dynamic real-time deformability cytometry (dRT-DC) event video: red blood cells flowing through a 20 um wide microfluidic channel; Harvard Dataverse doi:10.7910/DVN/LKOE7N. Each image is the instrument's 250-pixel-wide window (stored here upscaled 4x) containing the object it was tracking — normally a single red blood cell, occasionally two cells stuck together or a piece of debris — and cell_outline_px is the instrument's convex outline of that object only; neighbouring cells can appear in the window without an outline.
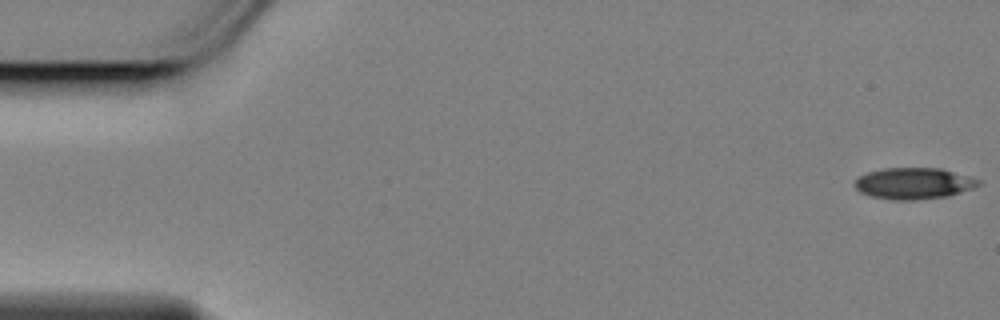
{"species": "Egyptian fruit bat (a non-hibernating species)", "species_latin": "Rousettus aegyptiacus", "temperature_condition": "cold", "stored_images_in_passage": 57, "camera_frame_rate_fps": 3000, "um_per_image_px": 0.085, "animal": {"sex": "female"}, "frame": {"image": 1, "passage_image": 1, "time_ms": 0.0, "image_size_px": [1000, 320], "cell_outline_px": [[984, 184], [948, 196], [912, 200], [896, 200], [872, 196], [860, 192], [852, 184], [860, 176], [868, 172], [884, 168], [944, 168], [972, 176], [980, 180]], "centroid_in_image_um": [77.72, 15.57], "position_along_channel_um": 7.3, "area_um2": 22.77}}
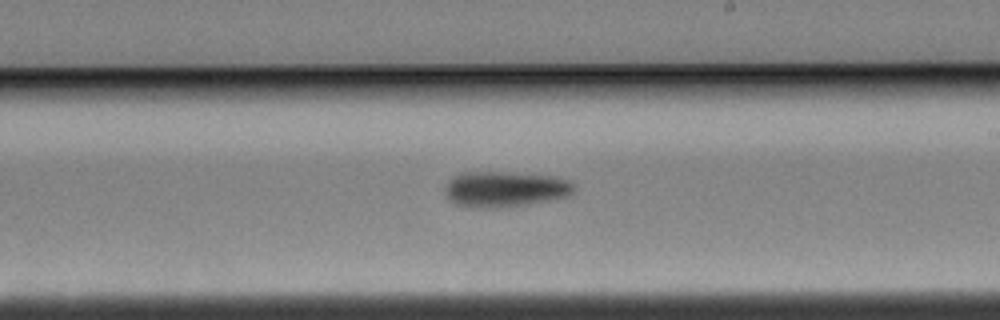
{"frame": {"image": 2, "passage_image": 33, "time_ms": 10.667, "image_size_px": [1000, 320], "cell_outline_px": [[572, 192], [568, 196], [528, 204], [504, 208], [476, 208], [452, 204], [444, 192], [444, 188], [448, 180], [460, 172], [508, 172], [556, 176], [572, 180]], "centroid_in_image_um": [42.87, 16.08], "position_along_channel_um": 246.1, "area_um2": 27.22}}
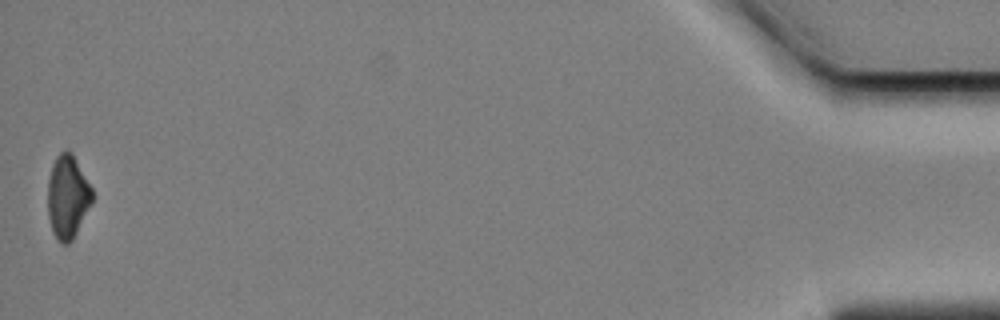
{"frame": {"image": 3, "passage_image": 57, "time_ms": 18.667, "image_size_px": [1000, 320], "cell_outline_px": [[92, 200], [72, 240], [68, 244], [60, 244], [52, 232], [48, 216], [48, 180], [52, 164], [56, 156], [64, 148], [68, 148], [72, 152], [92, 188]], "centroid_in_image_um": [5.72, 16.69], "position_along_channel_um": 429.5, "area_um2": 21.56}, "authors_computed_cell_mechanics": {"area_um2": 24.0448, "velocity_mm_per_s": 3.4773, "shape_relaxation_time_tau1_ms": 4.2414, "shape_relaxation_time_tau2_ms": null, "deformation_change_tau1": 0.1196, "deformation_change_tau2": null}}